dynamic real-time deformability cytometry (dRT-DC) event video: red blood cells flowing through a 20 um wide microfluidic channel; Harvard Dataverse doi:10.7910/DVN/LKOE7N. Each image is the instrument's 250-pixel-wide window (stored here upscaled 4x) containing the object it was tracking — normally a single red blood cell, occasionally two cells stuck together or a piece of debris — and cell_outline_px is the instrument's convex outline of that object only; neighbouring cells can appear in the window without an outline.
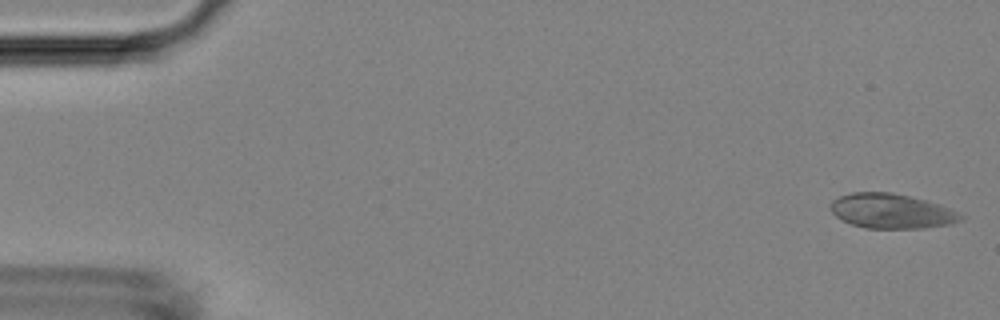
{"species": "Egyptian fruit bat (a non-hibernating species)", "species_latin": "Rousettus aegyptiacus", "temperature_condition": "room temperature", "stored_images_in_passage": 51, "camera_frame_rate_fps": 3000, "um_per_image_px": 0.085, "animal": {"sex": "female"}, "frame": {"image": 1, "passage_image": 1, "time_ms": 0.0, "image_size_px": [1000, 320], "cell_outline_px": [[964, 220], [952, 224], [924, 228], [864, 228], [852, 224], [836, 216], [832, 212], [828, 204], [832, 200], [840, 196], [852, 192], [892, 192], [940, 204], [964, 216]], "centroid_in_image_um": [75.77, 17.94], "position_along_channel_um": 9.2, "area_um2": 26.36}}
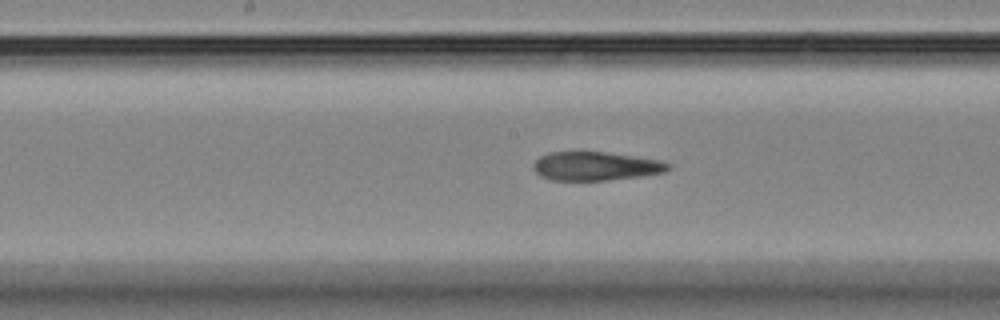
{"frame": {"image": 2, "passage_image": 26, "time_ms": 8.333, "image_size_px": [1000, 320], "cell_outline_px": [[672, 168], [664, 172], [640, 176], [608, 180], [552, 180], [540, 176], [532, 168], [532, 164], [540, 156], [548, 152], [604, 152], [660, 160], [672, 164]], "centroid_in_image_um": [50.62, 14.12], "position_along_channel_um": 197.6, "area_um2": 22.54}}
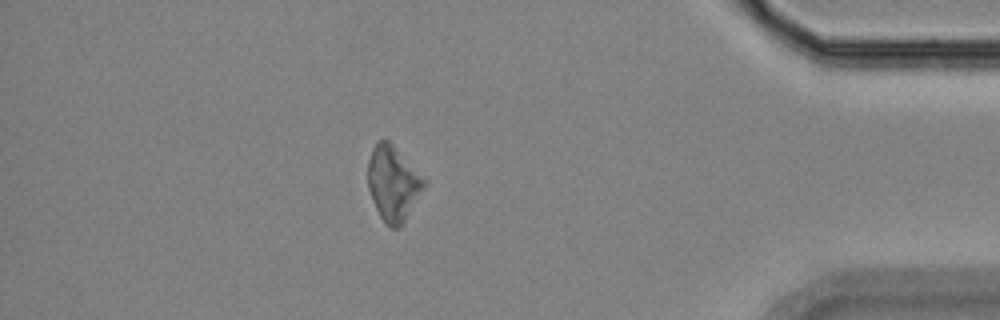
{"frame": {"image": 3, "passage_image": 45, "time_ms": 14.667, "image_size_px": [1000, 320], "cell_outline_px": [[428, 184], [400, 228], [392, 228], [380, 216], [372, 200], [368, 188], [368, 160], [372, 148], [376, 140], [388, 140], [428, 180]], "centroid_in_image_um": [33.44, 15.57], "position_along_channel_um": 401.8, "area_um2": 24.74}}